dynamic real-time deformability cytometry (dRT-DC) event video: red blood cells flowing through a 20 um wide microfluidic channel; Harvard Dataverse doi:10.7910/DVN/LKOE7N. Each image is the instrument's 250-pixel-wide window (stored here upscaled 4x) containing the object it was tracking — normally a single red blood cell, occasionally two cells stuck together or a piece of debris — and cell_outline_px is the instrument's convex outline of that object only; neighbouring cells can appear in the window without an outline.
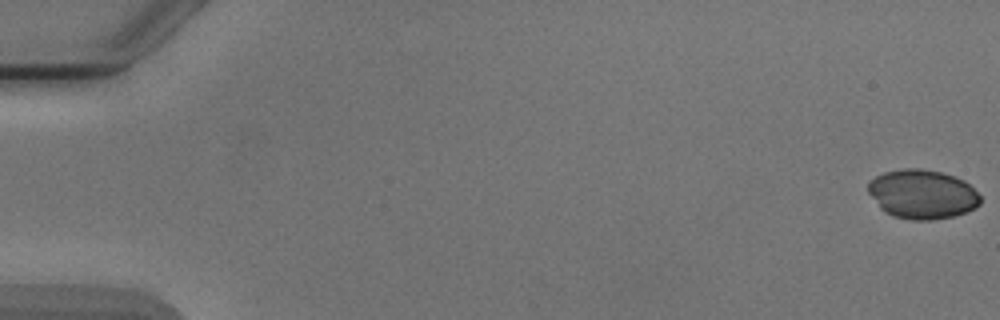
{"species": "Egyptian fruit bat (a non-hibernating species)", "species_latin": "Rousettus aegyptiacus", "temperature_condition": "cold", "stored_images_in_passage": 8, "camera_frame_rate_fps": 3000, "um_per_image_px": 0.085, "animal": {"sex": "male"}, "frame": {"image": 1, "passage_image": 1, "time_ms": 0.0, "image_size_px": [1000, 320], "cell_outline_px": [[980, 204], [976, 208], [952, 216], [932, 220], [912, 220], [892, 216], [884, 212], [880, 208], [868, 192], [868, 184], [876, 176], [884, 172], [904, 168], [920, 168], [940, 172], [964, 180], [980, 196]], "centroid_in_image_um": [78.37, 16.51], "position_along_channel_um": 6.6, "area_um2": 32.02}}